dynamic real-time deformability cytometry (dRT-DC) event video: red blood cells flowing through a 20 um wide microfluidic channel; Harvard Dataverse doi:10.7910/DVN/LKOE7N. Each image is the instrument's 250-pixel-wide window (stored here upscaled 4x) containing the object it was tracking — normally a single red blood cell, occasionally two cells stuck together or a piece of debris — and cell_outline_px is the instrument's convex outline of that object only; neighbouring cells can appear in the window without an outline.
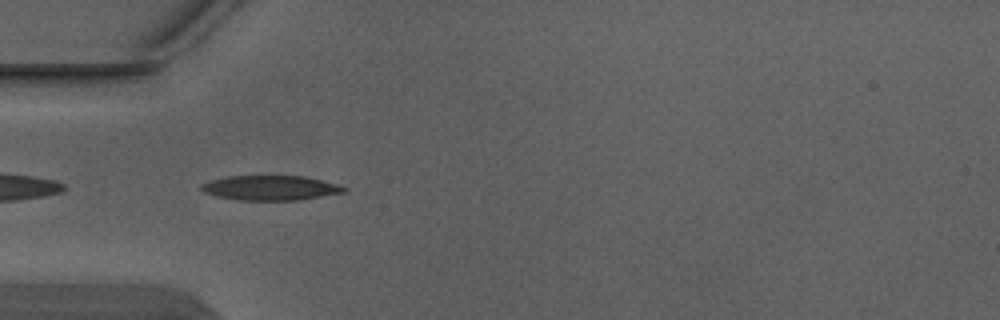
{"species": "Egyptian fruit bat (a non-hibernating species)", "species_latin": "Rousettus aegyptiacus", "temperature_condition": "warm", "stored_images_in_passage": 5, "camera_frame_rate_fps": 3000, "um_per_image_px": 0.085, "animal": {"sex": "male"}, "frame": {"image": 1, "passage_image": 5, "time_ms": 1.333, "image_size_px": [1000, 320], "cell_outline_px": [[348, 188], [344, 192], [300, 200], [240, 200], [216, 196], [204, 192], [200, 188], [200, 184], [212, 180], [228, 176], [304, 176], [340, 184]], "centroid_in_image_um": [23.01, 15.97], "position_along_channel_um": 62.0, "area_um2": 20.58}}